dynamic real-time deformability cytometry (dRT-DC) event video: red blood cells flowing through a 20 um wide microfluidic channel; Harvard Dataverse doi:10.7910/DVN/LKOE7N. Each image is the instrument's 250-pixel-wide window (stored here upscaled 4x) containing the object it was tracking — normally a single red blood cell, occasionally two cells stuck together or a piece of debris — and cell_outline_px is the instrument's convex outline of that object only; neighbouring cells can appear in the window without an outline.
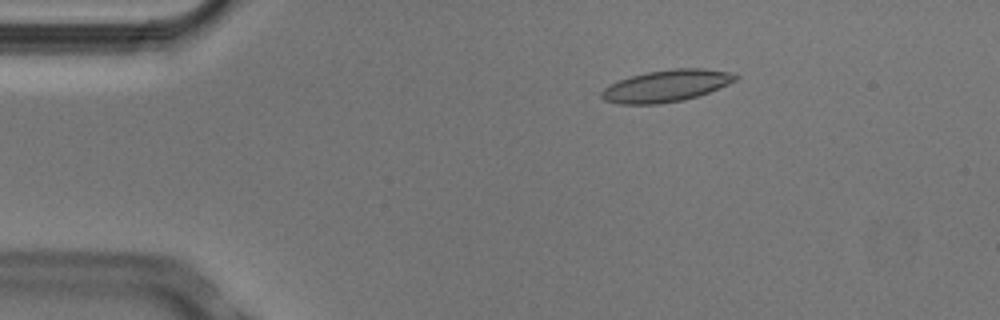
{"species": "Egyptian fruit bat (a non-hibernating species)", "species_latin": "Rousettus aegyptiacus", "temperature_condition": "cold", "stored_images_in_passage": 4, "camera_frame_rate_fps": 3000, "um_per_image_px": 0.085, "animal": {"sex": "male"}, "frame": {"image": 1, "passage_image": 2, "time_ms": 0.333, "image_size_px": [1000, 320], "cell_outline_px": [[740, 76], [736, 80], [728, 84], [708, 92], [684, 100], [660, 104], [620, 104], [604, 100], [600, 96], [600, 92], [604, 88], [620, 80], [632, 76], [648, 72], [672, 68], [704, 68], [728, 72]], "centroid_in_image_um": [56.63, 7.3], "position_along_channel_um": 28.4, "area_um2": 24.68}}